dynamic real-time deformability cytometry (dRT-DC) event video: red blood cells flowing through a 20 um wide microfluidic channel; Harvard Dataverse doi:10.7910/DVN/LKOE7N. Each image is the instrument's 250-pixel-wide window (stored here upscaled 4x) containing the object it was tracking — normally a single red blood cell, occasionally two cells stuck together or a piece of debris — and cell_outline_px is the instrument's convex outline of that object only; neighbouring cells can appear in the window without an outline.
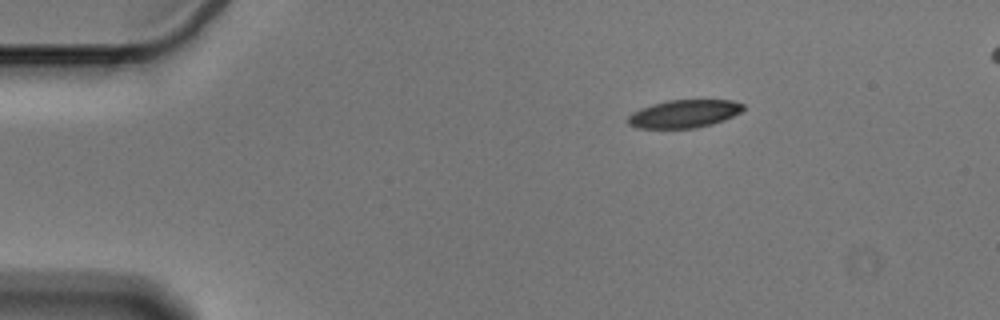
{"species": "Egyptian fruit bat (a non-hibernating species)", "species_latin": "Rousettus aegyptiacus", "temperature_condition": "cold", "stored_images_in_passage": 48, "camera_frame_rate_fps": 3000, "um_per_image_px": 0.085, "animal": {"sex": "male"}, "frame": {"image": 1, "passage_image": 1, "time_ms": 0.0, "image_size_px": [1000, 320], "cell_outline_px": [[744, 108], [740, 112], [724, 120], [712, 124], [696, 128], [636, 128], [628, 124], [628, 116], [632, 112], [640, 108], [652, 104], [668, 100], [732, 100], [744, 104]], "centroid_in_image_um": [58.13, 9.67], "position_along_channel_um": 26.9, "area_um2": 18.79}}
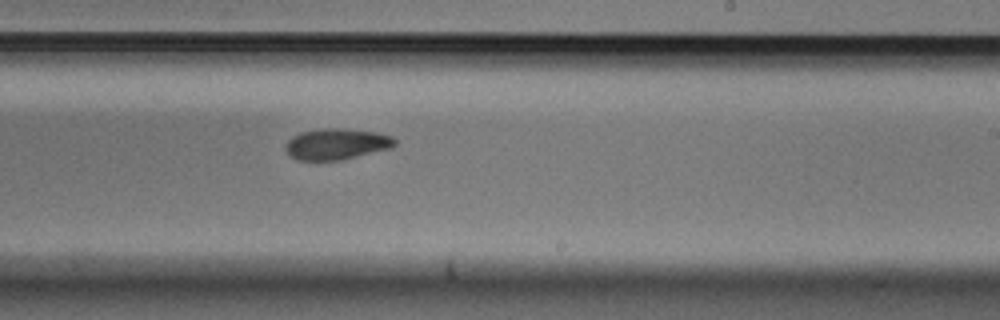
{"frame": {"image": 2, "passage_image": 26, "time_ms": 8.333, "image_size_px": [1000, 320], "cell_outline_px": [[396, 144], [392, 148], [344, 160], [296, 160], [284, 148], [288, 140], [292, 136], [300, 132], [320, 128], [344, 128], [376, 132], [392, 136], [396, 140]], "centroid_in_image_um": [28.63, 12.24], "position_along_channel_um": 260.4, "area_um2": 20.06}}
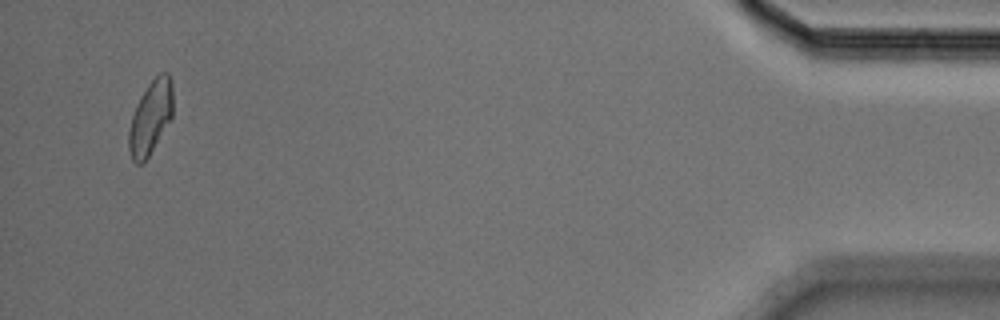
{"frame": {"image": 3, "passage_image": 46, "time_ms": 15.0, "image_size_px": [1000, 320], "cell_outline_px": [[172, 116], [144, 164], [136, 164], [132, 160], [128, 148], [128, 132], [132, 116], [136, 104], [140, 96], [148, 84], [160, 72], [168, 72], [172, 80]], "centroid_in_image_um": [12.78, 9.99], "position_along_channel_um": 422.4, "area_um2": 18.96}, "authors_computed_cell_mechanics": {"area_um2": 19.8543, "velocity_mm_per_s": 3.5755, "shape_relaxation_time_tau1_ms": 5.4687, "shape_relaxation_time_tau2_ms": 3.1583, "deformation_change_tau1": 0.1261, "deformation_change_tau2": 0.0847}}